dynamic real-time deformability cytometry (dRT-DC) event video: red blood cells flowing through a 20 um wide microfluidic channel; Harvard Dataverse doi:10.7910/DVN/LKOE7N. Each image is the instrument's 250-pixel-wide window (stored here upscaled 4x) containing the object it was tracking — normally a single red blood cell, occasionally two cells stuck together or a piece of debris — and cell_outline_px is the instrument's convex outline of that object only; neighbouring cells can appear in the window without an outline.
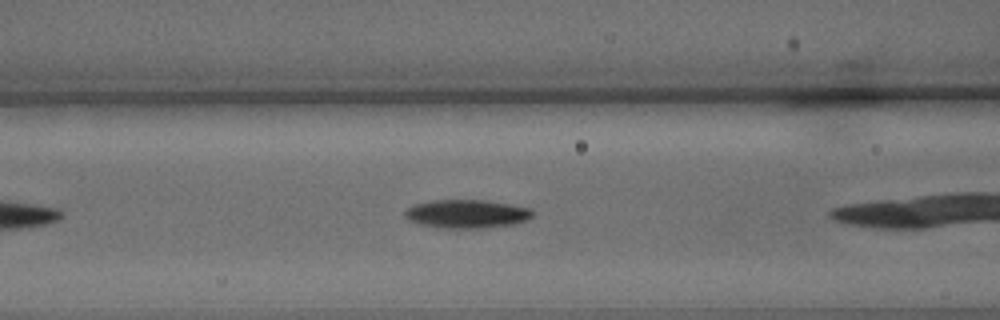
{"species": "common noctule bat (a hibernating species)", "species_latin": "Nyctalus noctula", "temperature_condition": "warm", "stored_images_in_passage": 20, "camera_frame_rate_fps": 3000, "um_per_image_px": 0.085, "animal": {"sex": "male", "body_mass_g": 15.6}, "frame": {"image": 1, "passage_image": 3, "time_ms": 0.667, "image_size_px": [1000, 320], "cell_outline_px": [[532, 216], [524, 220], [512, 224], [480, 228], [444, 228], [420, 224], [408, 220], [404, 216], [404, 212], [408, 208], [416, 204], [432, 200], [488, 200], [528, 208], [532, 212]], "centroid_in_image_um": [39.62, 18.17], "position_along_channel_um": 127.0, "area_um2": 20.87}}
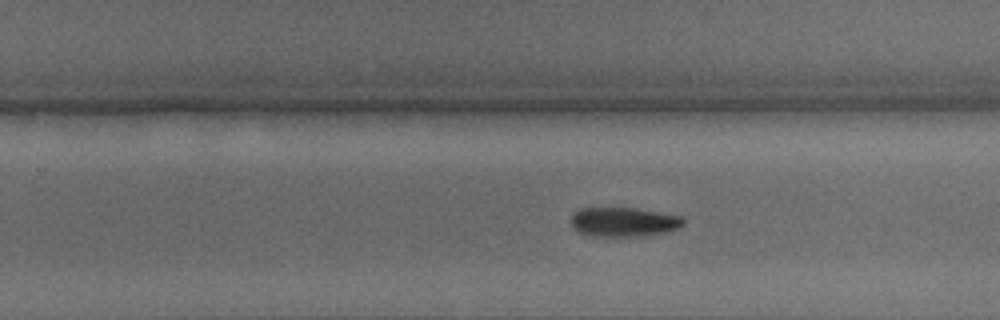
{"frame": {"image": 2, "passage_image": 12, "time_ms": 3.667, "image_size_px": [1000, 320], "cell_outline_px": [[684, 224], [680, 228], [668, 232], [648, 236], [592, 236], [580, 232], [572, 228], [572, 216], [580, 208], [636, 208], [684, 216]], "centroid_in_image_um": [53.09, 18.87], "position_along_channel_um": 276.7, "area_um2": 19.42}}
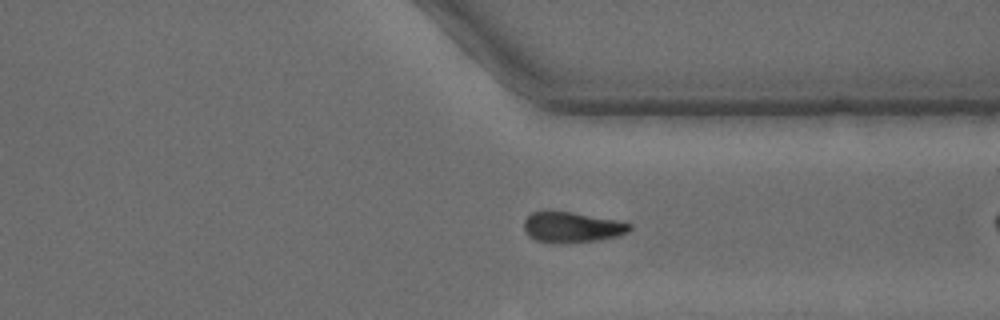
{"frame": {"image": 3, "passage_image": 19, "time_ms": 6.0, "image_size_px": [1000, 320], "cell_outline_px": [[632, 228], [628, 232], [620, 236], [596, 240], [564, 244], [536, 240], [528, 236], [524, 228], [524, 220], [532, 212], [572, 212], [616, 220], [632, 224]], "centroid_in_image_um": [48.64, 19.33], "position_along_channel_um": 362.8, "area_um2": 18.73}}